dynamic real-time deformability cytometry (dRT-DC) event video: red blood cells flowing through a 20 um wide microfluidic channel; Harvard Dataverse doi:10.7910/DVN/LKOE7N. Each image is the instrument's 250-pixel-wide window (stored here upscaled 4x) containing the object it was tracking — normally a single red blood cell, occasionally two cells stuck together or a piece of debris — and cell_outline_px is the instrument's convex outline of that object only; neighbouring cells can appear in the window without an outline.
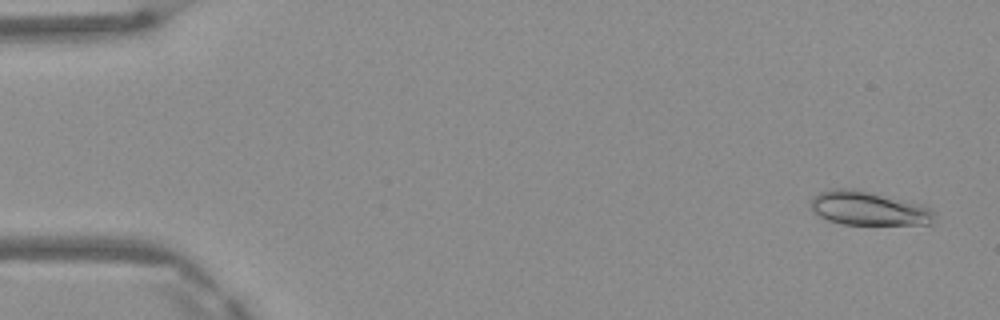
{"species": "Egyptian fruit bat (a non-hibernating species)", "species_latin": "Rousettus aegyptiacus", "temperature_condition": "warm", "stored_images_in_passage": 5, "camera_frame_rate_fps": 3000, "um_per_image_px": 0.085, "frame": {"image": 1, "passage_image": 1, "time_ms": 0.0, "image_size_px": [1000, 320], "cell_outline_px": [[936, 212], [932, 224], [844, 224], [828, 220], [812, 212], [808, 204], [820, 192], [832, 188], [852, 188], [924, 204], [932, 208]], "centroid_in_image_um": [73.85, 17.71], "position_along_channel_um": 11.2, "area_um2": 24.62}}
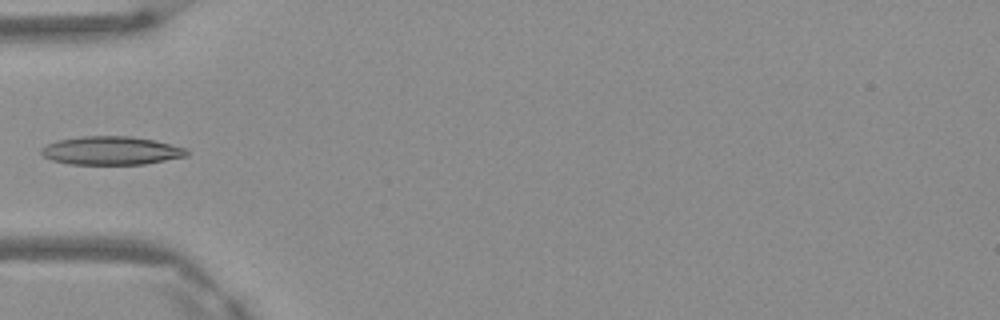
{"frame": {"image": 2, "passage_image": 4, "time_ms": 1.0, "image_size_px": [1000, 320], "cell_outline_px": [[188, 156], [144, 164], [68, 164], [52, 160], [44, 156], [40, 152], [40, 148], [56, 140], [80, 136], [132, 136], [152, 140], [188, 148]], "centroid_in_image_um": [9.44, 12.8], "position_along_channel_um": 75.6, "area_um2": 24.16}}
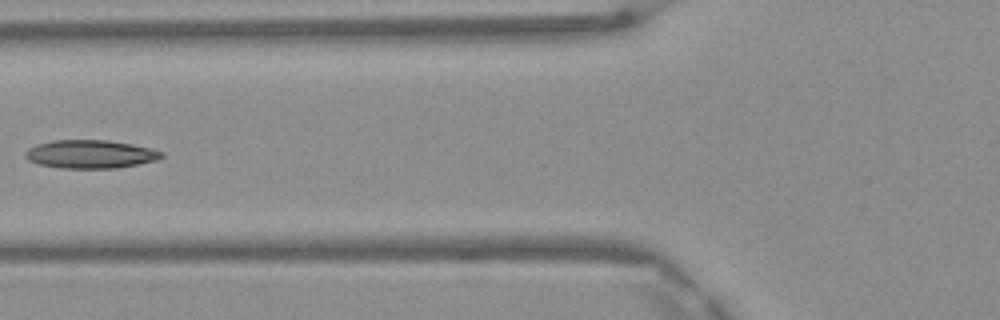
{"frame": {"image": 3, "passage_image": 5, "time_ms": 1.333, "image_size_px": [1000, 320], "cell_outline_px": [[164, 156], [156, 160], [116, 168], [60, 168], [40, 164], [28, 160], [24, 156], [24, 152], [28, 148], [36, 144], [52, 140], [108, 140], [132, 144], [152, 148], [164, 152]], "centroid_in_image_um": [7.67, 13.09], "position_along_channel_um": 118.1, "area_um2": 22.54}}